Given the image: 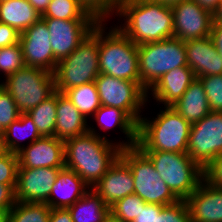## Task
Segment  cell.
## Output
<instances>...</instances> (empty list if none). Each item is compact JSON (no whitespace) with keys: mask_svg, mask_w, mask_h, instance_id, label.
<instances>
[{"mask_svg":"<svg viewBox=\"0 0 222 222\" xmlns=\"http://www.w3.org/2000/svg\"><path fill=\"white\" fill-rule=\"evenodd\" d=\"M93 127V128H92ZM88 125V132L64 141L65 168L75 171L90 187L104 176L120 156L118 142Z\"/></svg>","mask_w":222,"mask_h":222,"instance_id":"obj_1","label":"cell"},{"mask_svg":"<svg viewBox=\"0 0 222 222\" xmlns=\"http://www.w3.org/2000/svg\"><path fill=\"white\" fill-rule=\"evenodd\" d=\"M117 17L124 23L116 27L137 45L174 37L171 7L157 1L124 0Z\"/></svg>","mask_w":222,"mask_h":222,"instance_id":"obj_2","label":"cell"},{"mask_svg":"<svg viewBox=\"0 0 222 222\" xmlns=\"http://www.w3.org/2000/svg\"><path fill=\"white\" fill-rule=\"evenodd\" d=\"M149 119L141 117L138 124L136 145L142 151L187 153L191 128L187 120L171 106L162 107L156 117Z\"/></svg>","mask_w":222,"mask_h":222,"instance_id":"obj_3","label":"cell"},{"mask_svg":"<svg viewBox=\"0 0 222 222\" xmlns=\"http://www.w3.org/2000/svg\"><path fill=\"white\" fill-rule=\"evenodd\" d=\"M105 26L106 22H99L100 73L140 82L138 45L116 27V24L109 27L110 30Z\"/></svg>","mask_w":222,"mask_h":222,"instance_id":"obj_4","label":"cell"},{"mask_svg":"<svg viewBox=\"0 0 222 222\" xmlns=\"http://www.w3.org/2000/svg\"><path fill=\"white\" fill-rule=\"evenodd\" d=\"M99 69V23L79 46L57 63L54 78L55 90H66L95 81Z\"/></svg>","mask_w":222,"mask_h":222,"instance_id":"obj_5","label":"cell"},{"mask_svg":"<svg viewBox=\"0 0 222 222\" xmlns=\"http://www.w3.org/2000/svg\"><path fill=\"white\" fill-rule=\"evenodd\" d=\"M138 56L140 82L147 92L170 70L187 66L185 41L174 37L138 45Z\"/></svg>","mask_w":222,"mask_h":222,"instance_id":"obj_6","label":"cell"},{"mask_svg":"<svg viewBox=\"0 0 222 222\" xmlns=\"http://www.w3.org/2000/svg\"><path fill=\"white\" fill-rule=\"evenodd\" d=\"M160 178L180 199L186 200L203 179V169L187 153L143 151Z\"/></svg>","mask_w":222,"mask_h":222,"instance_id":"obj_7","label":"cell"},{"mask_svg":"<svg viewBox=\"0 0 222 222\" xmlns=\"http://www.w3.org/2000/svg\"><path fill=\"white\" fill-rule=\"evenodd\" d=\"M120 157L129 165L133 174L134 194L146 203L166 206L180 200L160 178L150 158L137 145L121 148Z\"/></svg>","mask_w":222,"mask_h":222,"instance_id":"obj_8","label":"cell"},{"mask_svg":"<svg viewBox=\"0 0 222 222\" xmlns=\"http://www.w3.org/2000/svg\"><path fill=\"white\" fill-rule=\"evenodd\" d=\"M4 80L0 85L13 97L20 113H28L56 91L54 73L40 68L24 66Z\"/></svg>","mask_w":222,"mask_h":222,"instance_id":"obj_9","label":"cell"},{"mask_svg":"<svg viewBox=\"0 0 222 222\" xmlns=\"http://www.w3.org/2000/svg\"><path fill=\"white\" fill-rule=\"evenodd\" d=\"M94 82L101 105L122 109L137 124L140 123L141 117L144 116L141 112L150 98L141 82L128 81L101 73Z\"/></svg>","mask_w":222,"mask_h":222,"instance_id":"obj_10","label":"cell"},{"mask_svg":"<svg viewBox=\"0 0 222 222\" xmlns=\"http://www.w3.org/2000/svg\"><path fill=\"white\" fill-rule=\"evenodd\" d=\"M187 154L202 169L222 154V112L211 111L191 124Z\"/></svg>","mask_w":222,"mask_h":222,"instance_id":"obj_11","label":"cell"},{"mask_svg":"<svg viewBox=\"0 0 222 222\" xmlns=\"http://www.w3.org/2000/svg\"><path fill=\"white\" fill-rule=\"evenodd\" d=\"M50 33V42L57 63L68 57L99 23L97 20H63L41 18Z\"/></svg>","mask_w":222,"mask_h":222,"instance_id":"obj_12","label":"cell"},{"mask_svg":"<svg viewBox=\"0 0 222 222\" xmlns=\"http://www.w3.org/2000/svg\"><path fill=\"white\" fill-rule=\"evenodd\" d=\"M174 38L181 41L211 36L213 14L195 0H183L171 8Z\"/></svg>","mask_w":222,"mask_h":222,"instance_id":"obj_13","label":"cell"},{"mask_svg":"<svg viewBox=\"0 0 222 222\" xmlns=\"http://www.w3.org/2000/svg\"><path fill=\"white\" fill-rule=\"evenodd\" d=\"M19 43L25 66L40 68L50 73L55 72L50 33L42 19L20 33Z\"/></svg>","mask_w":222,"mask_h":222,"instance_id":"obj_14","label":"cell"},{"mask_svg":"<svg viewBox=\"0 0 222 222\" xmlns=\"http://www.w3.org/2000/svg\"><path fill=\"white\" fill-rule=\"evenodd\" d=\"M63 168H18L15 198L19 202H48L52 185Z\"/></svg>","mask_w":222,"mask_h":222,"instance_id":"obj_15","label":"cell"},{"mask_svg":"<svg viewBox=\"0 0 222 222\" xmlns=\"http://www.w3.org/2000/svg\"><path fill=\"white\" fill-rule=\"evenodd\" d=\"M18 154V168H64V140L55 136L41 137L24 145Z\"/></svg>","mask_w":222,"mask_h":222,"instance_id":"obj_16","label":"cell"},{"mask_svg":"<svg viewBox=\"0 0 222 222\" xmlns=\"http://www.w3.org/2000/svg\"><path fill=\"white\" fill-rule=\"evenodd\" d=\"M92 189L109 207L117 200L134 194L133 174L129 165L119 156Z\"/></svg>","mask_w":222,"mask_h":222,"instance_id":"obj_17","label":"cell"},{"mask_svg":"<svg viewBox=\"0 0 222 222\" xmlns=\"http://www.w3.org/2000/svg\"><path fill=\"white\" fill-rule=\"evenodd\" d=\"M186 203L191 222H222V188L202 179Z\"/></svg>","mask_w":222,"mask_h":222,"instance_id":"obj_18","label":"cell"},{"mask_svg":"<svg viewBox=\"0 0 222 222\" xmlns=\"http://www.w3.org/2000/svg\"><path fill=\"white\" fill-rule=\"evenodd\" d=\"M187 66L196 78L222 74V56L211 36L185 41Z\"/></svg>","mask_w":222,"mask_h":222,"instance_id":"obj_19","label":"cell"},{"mask_svg":"<svg viewBox=\"0 0 222 222\" xmlns=\"http://www.w3.org/2000/svg\"><path fill=\"white\" fill-rule=\"evenodd\" d=\"M195 79L196 76L189 66L177 67L164 74L147 95L153 96L159 104L172 106Z\"/></svg>","mask_w":222,"mask_h":222,"instance_id":"obj_20","label":"cell"},{"mask_svg":"<svg viewBox=\"0 0 222 222\" xmlns=\"http://www.w3.org/2000/svg\"><path fill=\"white\" fill-rule=\"evenodd\" d=\"M90 187L75 171L63 168L52 185L47 205L51 208H68L83 197Z\"/></svg>","mask_w":222,"mask_h":222,"instance_id":"obj_21","label":"cell"},{"mask_svg":"<svg viewBox=\"0 0 222 222\" xmlns=\"http://www.w3.org/2000/svg\"><path fill=\"white\" fill-rule=\"evenodd\" d=\"M55 137L67 140L88 132L87 119L65 96L57 91Z\"/></svg>","mask_w":222,"mask_h":222,"instance_id":"obj_22","label":"cell"},{"mask_svg":"<svg viewBox=\"0 0 222 222\" xmlns=\"http://www.w3.org/2000/svg\"><path fill=\"white\" fill-rule=\"evenodd\" d=\"M97 122V126L106 131L118 127L124 133L126 141L119 140L121 148L136 146L138 141V124L122 109L101 105L91 116Z\"/></svg>","mask_w":222,"mask_h":222,"instance_id":"obj_23","label":"cell"},{"mask_svg":"<svg viewBox=\"0 0 222 222\" xmlns=\"http://www.w3.org/2000/svg\"><path fill=\"white\" fill-rule=\"evenodd\" d=\"M171 107L190 124L198 122L211 112L205 90L198 78Z\"/></svg>","mask_w":222,"mask_h":222,"instance_id":"obj_24","label":"cell"},{"mask_svg":"<svg viewBox=\"0 0 222 222\" xmlns=\"http://www.w3.org/2000/svg\"><path fill=\"white\" fill-rule=\"evenodd\" d=\"M41 17L27 0L0 1V22L10 25L19 33L38 22Z\"/></svg>","mask_w":222,"mask_h":222,"instance_id":"obj_25","label":"cell"},{"mask_svg":"<svg viewBox=\"0 0 222 222\" xmlns=\"http://www.w3.org/2000/svg\"><path fill=\"white\" fill-rule=\"evenodd\" d=\"M68 210L73 222H103L110 213V207L92 188Z\"/></svg>","mask_w":222,"mask_h":222,"instance_id":"obj_26","label":"cell"},{"mask_svg":"<svg viewBox=\"0 0 222 222\" xmlns=\"http://www.w3.org/2000/svg\"><path fill=\"white\" fill-rule=\"evenodd\" d=\"M41 137L43 136L39 133L33 119L27 113H20L19 118L13 121L5 129L4 133L6 148L8 152L13 153H19L21 151L24 147L21 141L24 139H28L29 142L26 145H29Z\"/></svg>","mask_w":222,"mask_h":222,"instance_id":"obj_27","label":"cell"},{"mask_svg":"<svg viewBox=\"0 0 222 222\" xmlns=\"http://www.w3.org/2000/svg\"><path fill=\"white\" fill-rule=\"evenodd\" d=\"M64 94L86 119H89L101 106L94 81L72 87Z\"/></svg>","mask_w":222,"mask_h":222,"instance_id":"obj_28","label":"cell"},{"mask_svg":"<svg viewBox=\"0 0 222 222\" xmlns=\"http://www.w3.org/2000/svg\"><path fill=\"white\" fill-rule=\"evenodd\" d=\"M56 107L57 91L27 113L43 137L55 136Z\"/></svg>","mask_w":222,"mask_h":222,"instance_id":"obj_29","label":"cell"},{"mask_svg":"<svg viewBox=\"0 0 222 222\" xmlns=\"http://www.w3.org/2000/svg\"><path fill=\"white\" fill-rule=\"evenodd\" d=\"M41 18L96 20L86 12L79 0H51Z\"/></svg>","mask_w":222,"mask_h":222,"instance_id":"obj_30","label":"cell"},{"mask_svg":"<svg viewBox=\"0 0 222 222\" xmlns=\"http://www.w3.org/2000/svg\"><path fill=\"white\" fill-rule=\"evenodd\" d=\"M50 213L46 203L16 201L9 210V222H49Z\"/></svg>","mask_w":222,"mask_h":222,"instance_id":"obj_31","label":"cell"},{"mask_svg":"<svg viewBox=\"0 0 222 222\" xmlns=\"http://www.w3.org/2000/svg\"><path fill=\"white\" fill-rule=\"evenodd\" d=\"M124 0H79L81 6L98 22H108V18L117 16Z\"/></svg>","mask_w":222,"mask_h":222,"instance_id":"obj_32","label":"cell"},{"mask_svg":"<svg viewBox=\"0 0 222 222\" xmlns=\"http://www.w3.org/2000/svg\"><path fill=\"white\" fill-rule=\"evenodd\" d=\"M147 203L136 194H130L117 200L110 206V212L123 222H132L137 218L141 207Z\"/></svg>","mask_w":222,"mask_h":222,"instance_id":"obj_33","label":"cell"},{"mask_svg":"<svg viewBox=\"0 0 222 222\" xmlns=\"http://www.w3.org/2000/svg\"><path fill=\"white\" fill-rule=\"evenodd\" d=\"M25 66L20 43L0 48V74L5 78Z\"/></svg>","mask_w":222,"mask_h":222,"instance_id":"obj_34","label":"cell"},{"mask_svg":"<svg viewBox=\"0 0 222 222\" xmlns=\"http://www.w3.org/2000/svg\"><path fill=\"white\" fill-rule=\"evenodd\" d=\"M211 111L222 112V74L198 77Z\"/></svg>","mask_w":222,"mask_h":222,"instance_id":"obj_35","label":"cell"},{"mask_svg":"<svg viewBox=\"0 0 222 222\" xmlns=\"http://www.w3.org/2000/svg\"><path fill=\"white\" fill-rule=\"evenodd\" d=\"M155 222H191L186 200L166 205L160 212H155Z\"/></svg>","mask_w":222,"mask_h":222,"instance_id":"obj_36","label":"cell"},{"mask_svg":"<svg viewBox=\"0 0 222 222\" xmlns=\"http://www.w3.org/2000/svg\"><path fill=\"white\" fill-rule=\"evenodd\" d=\"M20 116V111L10 93L0 85V125L5 130Z\"/></svg>","mask_w":222,"mask_h":222,"instance_id":"obj_37","label":"cell"},{"mask_svg":"<svg viewBox=\"0 0 222 222\" xmlns=\"http://www.w3.org/2000/svg\"><path fill=\"white\" fill-rule=\"evenodd\" d=\"M18 167L19 158L17 153L8 152L0 156V183L16 185Z\"/></svg>","mask_w":222,"mask_h":222,"instance_id":"obj_38","label":"cell"},{"mask_svg":"<svg viewBox=\"0 0 222 222\" xmlns=\"http://www.w3.org/2000/svg\"><path fill=\"white\" fill-rule=\"evenodd\" d=\"M203 179L213 186L222 188V154L203 169Z\"/></svg>","mask_w":222,"mask_h":222,"instance_id":"obj_39","label":"cell"},{"mask_svg":"<svg viewBox=\"0 0 222 222\" xmlns=\"http://www.w3.org/2000/svg\"><path fill=\"white\" fill-rule=\"evenodd\" d=\"M20 33L10 25L0 22V48L19 43Z\"/></svg>","mask_w":222,"mask_h":222,"instance_id":"obj_40","label":"cell"},{"mask_svg":"<svg viewBox=\"0 0 222 222\" xmlns=\"http://www.w3.org/2000/svg\"><path fill=\"white\" fill-rule=\"evenodd\" d=\"M15 187L0 183V209L10 210L15 205Z\"/></svg>","mask_w":222,"mask_h":222,"instance_id":"obj_41","label":"cell"},{"mask_svg":"<svg viewBox=\"0 0 222 222\" xmlns=\"http://www.w3.org/2000/svg\"><path fill=\"white\" fill-rule=\"evenodd\" d=\"M164 205L147 203L132 222H155V212H160Z\"/></svg>","mask_w":222,"mask_h":222,"instance_id":"obj_42","label":"cell"},{"mask_svg":"<svg viewBox=\"0 0 222 222\" xmlns=\"http://www.w3.org/2000/svg\"><path fill=\"white\" fill-rule=\"evenodd\" d=\"M49 222H73V220L68 208H54L51 209Z\"/></svg>","mask_w":222,"mask_h":222,"instance_id":"obj_43","label":"cell"},{"mask_svg":"<svg viewBox=\"0 0 222 222\" xmlns=\"http://www.w3.org/2000/svg\"><path fill=\"white\" fill-rule=\"evenodd\" d=\"M211 37L219 51V54L222 56V24H213Z\"/></svg>","mask_w":222,"mask_h":222,"instance_id":"obj_44","label":"cell"},{"mask_svg":"<svg viewBox=\"0 0 222 222\" xmlns=\"http://www.w3.org/2000/svg\"><path fill=\"white\" fill-rule=\"evenodd\" d=\"M33 8L40 14L43 15L46 9L48 8L51 0H27Z\"/></svg>","mask_w":222,"mask_h":222,"instance_id":"obj_45","label":"cell"},{"mask_svg":"<svg viewBox=\"0 0 222 222\" xmlns=\"http://www.w3.org/2000/svg\"><path fill=\"white\" fill-rule=\"evenodd\" d=\"M203 9L212 14L216 11L220 0H195Z\"/></svg>","mask_w":222,"mask_h":222,"instance_id":"obj_46","label":"cell"},{"mask_svg":"<svg viewBox=\"0 0 222 222\" xmlns=\"http://www.w3.org/2000/svg\"><path fill=\"white\" fill-rule=\"evenodd\" d=\"M213 24H222V0H220L216 11L213 13Z\"/></svg>","mask_w":222,"mask_h":222,"instance_id":"obj_47","label":"cell"},{"mask_svg":"<svg viewBox=\"0 0 222 222\" xmlns=\"http://www.w3.org/2000/svg\"><path fill=\"white\" fill-rule=\"evenodd\" d=\"M154 1H157L159 3H162L165 6L172 8L173 6L177 5L179 2L183 0H154Z\"/></svg>","mask_w":222,"mask_h":222,"instance_id":"obj_48","label":"cell"},{"mask_svg":"<svg viewBox=\"0 0 222 222\" xmlns=\"http://www.w3.org/2000/svg\"><path fill=\"white\" fill-rule=\"evenodd\" d=\"M6 153H8V150L5 145L4 135H0V156L5 155Z\"/></svg>","mask_w":222,"mask_h":222,"instance_id":"obj_49","label":"cell"},{"mask_svg":"<svg viewBox=\"0 0 222 222\" xmlns=\"http://www.w3.org/2000/svg\"><path fill=\"white\" fill-rule=\"evenodd\" d=\"M0 222H9V210L0 209Z\"/></svg>","mask_w":222,"mask_h":222,"instance_id":"obj_50","label":"cell"},{"mask_svg":"<svg viewBox=\"0 0 222 222\" xmlns=\"http://www.w3.org/2000/svg\"><path fill=\"white\" fill-rule=\"evenodd\" d=\"M103 222H123L119 218L115 217L111 212L106 216Z\"/></svg>","mask_w":222,"mask_h":222,"instance_id":"obj_51","label":"cell"},{"mask_svg":"<svg viewBox=\"0 0 222 222\" xmlns=\"http://www.w3.org/2000/svg\"><path fill=\"white\" fill-rule=\"evenodd\" d=\"M5 130L2 128V126L0 125V135H4Z\"/></svg>","mask_w":222,"mask_h":222,"instance_id":"obj_52","label":"cell"}]
</instances>
